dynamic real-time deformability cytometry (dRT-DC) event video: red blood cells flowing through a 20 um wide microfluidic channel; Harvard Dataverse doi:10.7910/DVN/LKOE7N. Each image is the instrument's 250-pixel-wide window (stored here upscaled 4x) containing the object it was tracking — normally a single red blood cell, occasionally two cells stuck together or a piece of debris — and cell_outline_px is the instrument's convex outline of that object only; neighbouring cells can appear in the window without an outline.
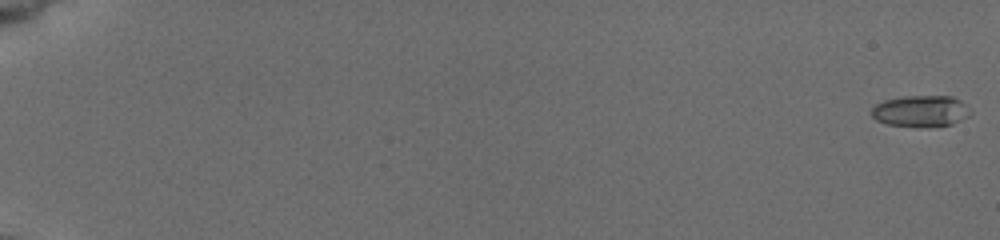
{"species": "common noctule bat (a hibernating species)", "species_latin": "Nyctalus noctula", "temperature_condition": "cold", "stored_images_in_passage": 16, "camera_frame_rate_fps": 3000, "um_per_image_px": 0.085, "animal": {"sex": "female", "body_mass_g": 19.5, "forearm_length_mm": 54.1}, "frame": {"image": 1, "passage_image": 1, "time_ms": 0.0, "image_size_px": [1000, 240], "cell_outline_px": [[972, 112], [968, 116], [952, 124], [928, 128], [916, 128], [888, 124], [876, 120], [872, 116], [872, 108], [876, 104], [884, 100], [904, 96], [952, 96], [960, 100]], "centroid_in_image_um": [78.26, 9.46], "position_along_channel_um": 6.7, "area_um2": 18.32}}